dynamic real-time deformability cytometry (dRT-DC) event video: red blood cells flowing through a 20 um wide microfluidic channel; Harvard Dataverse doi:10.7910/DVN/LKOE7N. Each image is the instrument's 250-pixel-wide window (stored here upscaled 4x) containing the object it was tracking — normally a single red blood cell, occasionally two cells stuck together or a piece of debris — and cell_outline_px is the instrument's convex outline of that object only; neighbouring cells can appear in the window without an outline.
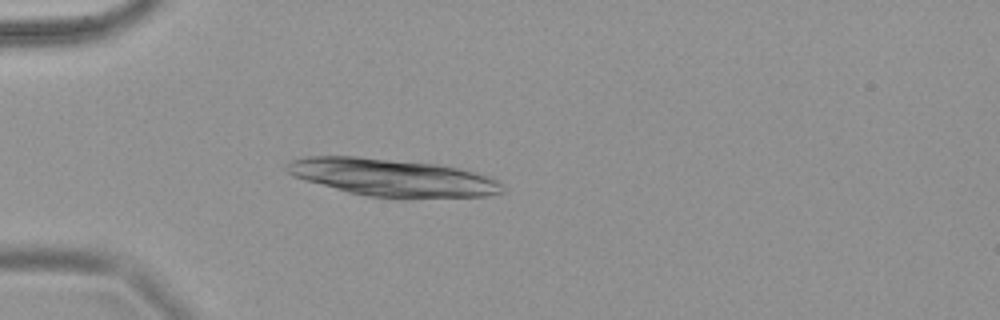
{"species": "common noctule bat (a hibernating species)", "species_latin": "Nyctalus noctula", "temperature_condition": "warm", "stored_images_in_passage": 6, "camera_frame_rate_fps": 3000, "um_per_image_px": 0.085, "animal": {"sex": "female", "body_mass_g": 18.4}, "frame": {"image": 1, "passage_image": 6, "time_ms": 1.667, "image_size_px": [1000, 320], "cell_outline_px": [[504, 192], [488, 196], [404, 200], [400, 200], [368, 196], [348, 192], [304, 180], [292, 176], [284, 168], [284, 164], [292, 160], [304, 156], [356, 156], [436, 164], [460, 168], [476, 172], [488, 176], [496, 180], [504, 188]], "centroid_in_image_um": [33.36, 15.12], "position_along_channel_um": 51.6, "area_um2": 48.09}}